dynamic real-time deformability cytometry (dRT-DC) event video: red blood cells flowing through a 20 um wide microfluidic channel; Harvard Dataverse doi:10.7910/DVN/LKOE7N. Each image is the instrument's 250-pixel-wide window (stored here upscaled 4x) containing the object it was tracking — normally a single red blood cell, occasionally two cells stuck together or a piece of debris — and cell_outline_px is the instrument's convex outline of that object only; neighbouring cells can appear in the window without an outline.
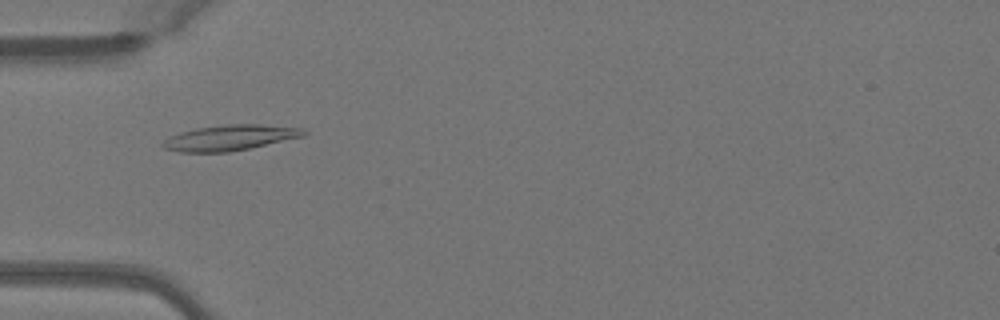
{"species": "Egyptian fruit bat (a non-hibernating species)", "species_latin": "Rousettus aegyptiacus", "temperature_condition": "warm", "stored_images_in_passage": 50, "camera_frame_rate_fps": 3000, "um_per_image_px": 0.085, "animal": {"sex": "female"}, "frame": {"image": 1, "passage_image": 16, "time_ms": 5.0, "image_size_px": [1000, 320], "cell_outline_px": [[308, 132], [304, 136], [248, 148], [228, 152], [180, 152], [164, 148], [160, 144], [164, 140], [180, 132], [196, 128], [228, 124], [260, 124], [300, 128]], "centroid_in_image_um": [19.52, 11.7], "position_along_channel_um": 65.5, "area_um2": 20.69}}
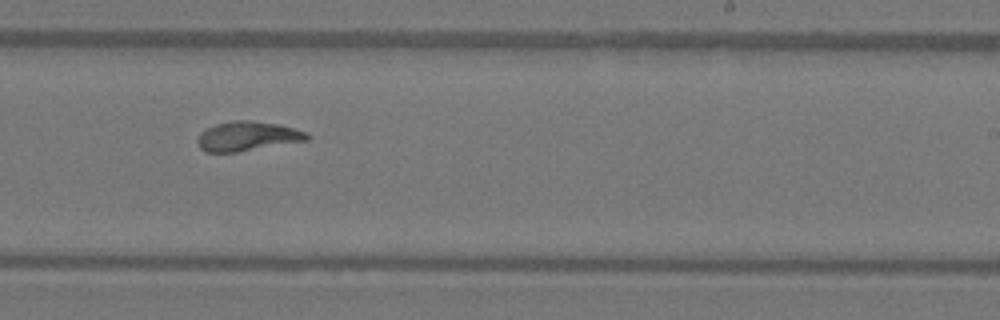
{"frame": {"image": 2, "passage_image": 31, "time_ms": 10.0, "image_size_px": [1000, 320], "cell_outline_px": [[308, 140], [236, 152], [204, 152], [196, 144], [196, 140], [200, 132], [216, 124], [236, 120], [252, 120], [276, 124], [308, 132]], "centroid_in_image_um": [20.98, 11.58], "position_along_channel_um": 268.0, "area_um2": 18.67}}
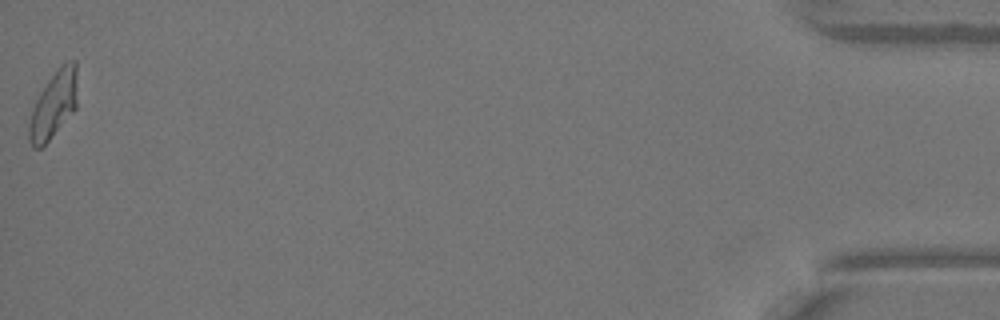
{"frame": {"image": 3, "passage_image": 50, "time_ms": 16.333, "image_size_px": [1000, 320], "cell_outline_px": [[76, 108], [48, 140], [40, 148], [32, 148], [28, 140], [28, 124], [32, 108], [40, 92], [56, 68], [60, 64], [72, 60], [76, 60]], "centroid_in_image_um": [4.53, 8.88], "position_along_channel_um": 430.7, "area_um2": 18.73}, "authors_computed_cell_mechanics": {"area_um2": 18.8717, "velocity_mm_per_s": 4.0733, "shape_relaxation_time_tau1_ms": 6.4177, "shape_relaxation_time_tau2_ms": 1.1541, "deformation_change_tau1": 0.2378, "deformation_change_tau2": 0.0798}}